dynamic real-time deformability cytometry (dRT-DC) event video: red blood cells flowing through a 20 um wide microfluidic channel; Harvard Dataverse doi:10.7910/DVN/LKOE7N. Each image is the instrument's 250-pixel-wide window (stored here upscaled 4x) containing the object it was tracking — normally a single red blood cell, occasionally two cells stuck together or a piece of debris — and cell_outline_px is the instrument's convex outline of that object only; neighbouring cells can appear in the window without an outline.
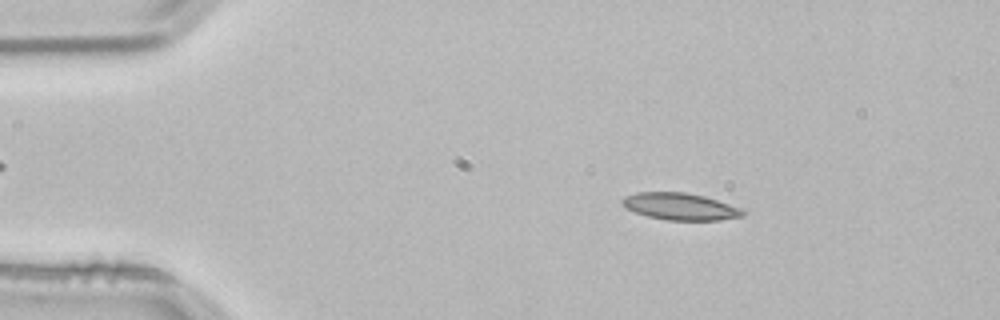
{"species": "common noctule bat (a hibernating species)", "species_latin": "Nyctalus noctula", "temperature_condition": "room temperature", "stored_images_in_passage": 2, "camera_frame_rate_fps": 3000, "um_per_image_px": 0.085, "animal": {"sex": "male", "body_mass_g": 21.5, "forearm_length_mm": 52.0}, "frame": {"image": 1, "passage_image": 1, "time_ms": 0.0, "image_size_px": [1000, 320], "cell_outline_px": [[748, 212], [744, 216], [720, 220], [664, 220], [648, 216], [624, 208], [620, 204], [620, 200], [624, 196], [636, 192], [684, 192], [704, 196], [744, 208]], "centroid_in_image_um": [57.83, 17.55], "position_along_channel_um": 27.2, "area_um2": 19.31}}